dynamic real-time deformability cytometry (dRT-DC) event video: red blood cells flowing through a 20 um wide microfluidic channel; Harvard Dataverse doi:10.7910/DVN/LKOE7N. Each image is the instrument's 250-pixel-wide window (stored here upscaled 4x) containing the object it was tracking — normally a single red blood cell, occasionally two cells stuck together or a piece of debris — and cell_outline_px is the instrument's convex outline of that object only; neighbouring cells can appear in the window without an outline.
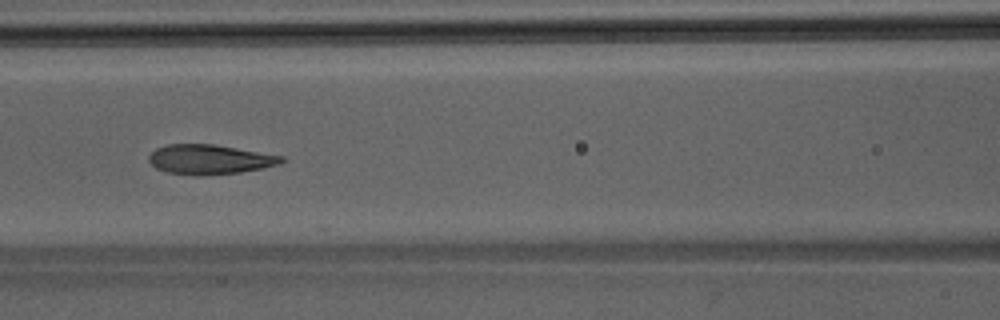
{"species": "Egyptian fruit bat (a non-hibernating species)", "species_latin": "Rousettus aegyptiacus", "temperature_condition": "room temperature", "stored_images_in_passage": 40, "camera_frame_rate_fps": 3000, "um_per_image_px": 0.085, "animal": {"sex": "male"}, "frame": {"image": 1, "passage_image": 18, "time_ms": 5.667, "image_size_px": [1000, 320], "cell_outline_px": [[284, 160], [276, 164], [260, 168], [240, 172], [200, 176], [196, 176], [168, 172], [156, 168], [148, 160], [148, 156], [156, 148], [168, 144], [212, 144], [284, 156]], "centroid_in_image_um": [17.77, 13.55], "position_along_channel_um": 148.8, "area_um2": 22.66}}
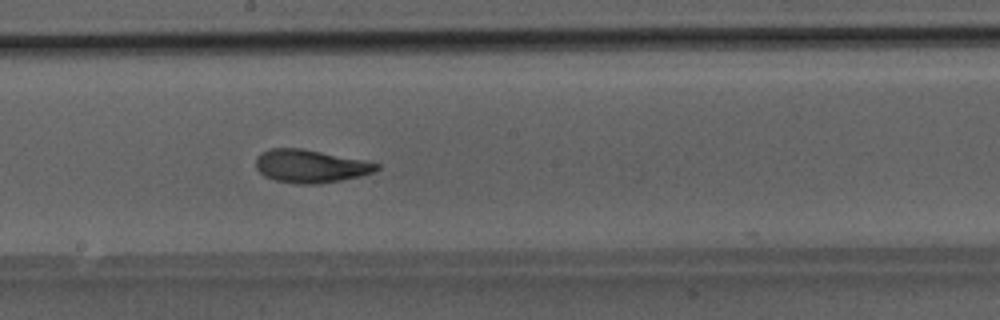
{"frame": {"image": 2, "passage_image": 23, "time_ms": 7.333, "image_size_px": [1000, 320], "cell_outline_px": [[380, 168], [372, 172], [360, 176], [340, 180], [316, 184], [300, 184], [276, 180], [264, 176], [256, 168], [256, 156], [260, 152], [272, 148], [300, 148], [364, 160], [380, 164]], "centroid_in_image_um": [26.36, 14.12], "position_along_channel_um": 221.8, "area_um2": 23.06}}
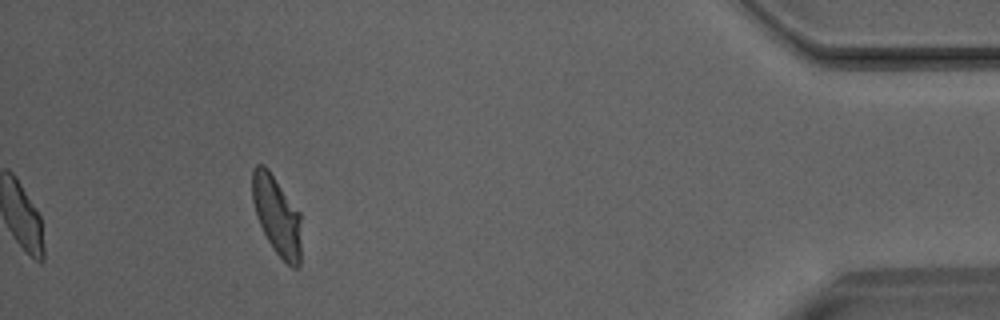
{"frame": {"image": 3, "passage_image": 40, "time_ms": 13.0, "image_size_px": [1000, 320], "cell_outline_px": [[300, 264], [296, 268], [292, 268], [272, 248], [260, 224], [252, 200], [252, 168], [256, 164], [264, 164], [268, 168], [300, 212]], "centroid_in_image_um": [23.52, 18.28], "position_along_channel_um": 411.7, "area_um2": 22.43}}